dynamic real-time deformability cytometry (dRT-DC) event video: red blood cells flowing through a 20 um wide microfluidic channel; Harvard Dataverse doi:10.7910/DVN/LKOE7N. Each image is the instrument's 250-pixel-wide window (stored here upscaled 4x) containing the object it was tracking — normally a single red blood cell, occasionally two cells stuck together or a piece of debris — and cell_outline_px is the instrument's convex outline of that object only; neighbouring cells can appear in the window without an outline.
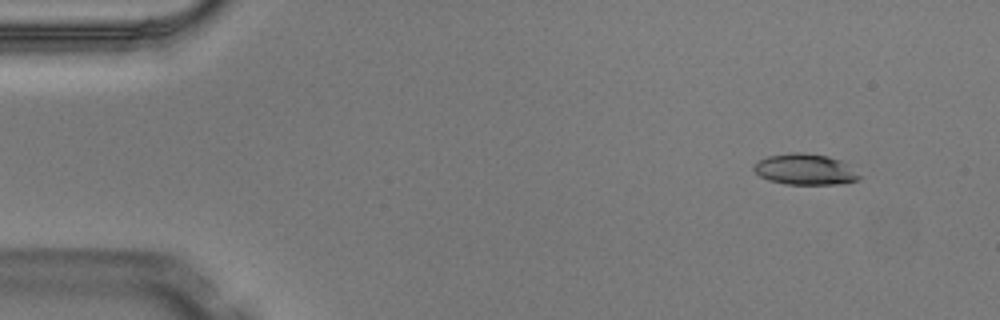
{"species": "Egyptian fruit bat (a non-hibernating species)", "species_latin": "Rousettus aegyptiacus", "temperature_condition": "warm", "stored_images_in_passage": 5, "camera_frame_rate_fps": 3000, "um_per_image_px": 0.085, "animal": {"sex": "male"}, "frame": {"image": 1, "passage_image": 1, "time_ms": 0.0, "image_size_px": [1000, 320], "cell_outline_px": [[860, 176], [856, 180], [844, 184], [784, 184], [768, 180], [760, 176], [752, 168], [752, 164], [756, 160], [768, 156], [792, 152], [804, 152], [828, 156], [840, 160]], "centroid_in_image_um": [68.35, 14.39], "position_along_channel_um": 16.7, "area_um2": 19.02}}